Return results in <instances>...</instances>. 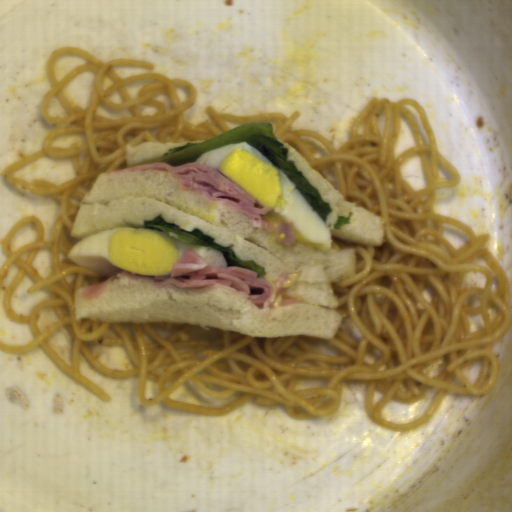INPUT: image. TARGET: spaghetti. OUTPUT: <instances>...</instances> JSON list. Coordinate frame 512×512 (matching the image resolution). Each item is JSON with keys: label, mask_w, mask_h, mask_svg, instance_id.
<instances>
[{"label": "spaghetti", "mask_w": 512, "mask_h": 512, "mask_svg": "<svg viewBox=\"0 0 512 512\" xmlns=\"http://www.w3.org/2000/svg\"><path fill=\"white\" fill-rule=\"evenodd\" d=\"M78 55L83 65L60 81L58 57ZM117 67L156 69L140 59L103 61L79 47L55 48L47 61L48 89L39 106L47 123L59 126L42 137L38 150L11 164L3 178L21 192L51 196L59 203L51 240L34 216L17 220L2 242L5 261L0 287L14 265L18 271L4 296L7 318L27 324L32 341L13 346L0 341V351L26 354L40 347L69 375L105 402L111 395L82 373L80 353L107 377L137 376L139 404L165 406L224 416L244 404L281 406L297 419L333 415L346 382H364V412L370 423L391 431H415L428 422L445 394L487 395L499 368L492 351L506 336L512 320V298L506 271L489 248V235L462 220L441 217L434 207L438 193L460 184V173L437 147L430 123L414 99L371 98L357 113L348 140L333 145L320 133L293 129L299 111L286 116L266 112L227 115L214 106L202 124L184 114L198 101L197 87L185 78L142 72L121 78ZM92 72L94 85L87 108L66 99L63 87ZM57 97L66 117L52 118L47 105ZM401 119L416 141L396 155L393 150ZM266 121L274 134L289 142L326 177L345 201L364 206L383 220L380 247L358 245L333 237L339 247H354L356 274L332 283L343 315L330 341L304 335L250 338L237 332L199 325L108 323L83 318L76 322V288L103 280L100 274L66 259L78 241L70 238L84 194L102 172L127 168L124 144L201 142L236 126ZM419 155L425 186L413 190L402 176L403 159ZM43 156L69 158L75 177L61 185L46 178L25 182L16 172ZM38 227L37 240L16 252L10 240L27 223ZM49 250L52 272L46 278L32 262L38 250ZM29 293L44 290L47 300L26 315L11 311V299L23 278ZM52 308L58 320L44 331L36 321ZM72 338L70 363L47 340L62 328ZM124 346L132 370H110L91 352L94 344ZM191 382L215 398H240L221 409L197 407L169 395ZM438 394L427 413L414 424L386 422L387 403H418Z\"/></svg>", "instance_id": "c7327b10"}]
</instances>
